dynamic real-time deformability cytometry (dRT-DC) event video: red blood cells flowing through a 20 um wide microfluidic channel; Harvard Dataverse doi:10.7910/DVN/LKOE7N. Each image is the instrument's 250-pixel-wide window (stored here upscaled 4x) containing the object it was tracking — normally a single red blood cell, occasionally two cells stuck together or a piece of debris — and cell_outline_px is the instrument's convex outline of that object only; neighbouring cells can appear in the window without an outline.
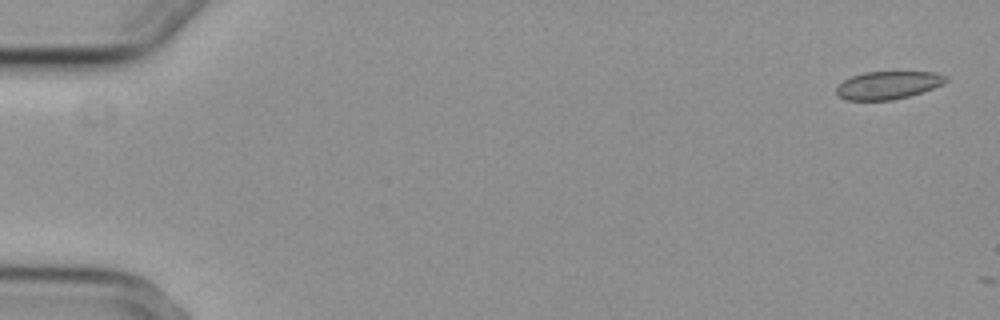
{"species": "common noctule bat (a hibernating species)", "species_latin": "Nyctalus noctula", "temperature_condition": "cold", "stored_images_in_passage": 2, "camera_frame_rate_fps": 3000, "um_per_image_px": 0.085, "animal": {"sex": "female", "body_mass_g": 29.2, "forearm_length_mm": 56.3}, "frame": {"image": 1, "passage_image": 1, "time_ms": 0.0, "image_size_px": [1000, 320], "cell_outline_px": [[948, 80], [944, 84], [908, 96], [892, 100], [848, 100], [840, 96], [836, 92], [836, 88], [844, 80], [852, 76], [864, 72], [936, 72], [948, 76]], "centroid_in_image_um": [75.51, 7.23], "position_along_channel_um": 9.5, "area_um2": 17.63}}